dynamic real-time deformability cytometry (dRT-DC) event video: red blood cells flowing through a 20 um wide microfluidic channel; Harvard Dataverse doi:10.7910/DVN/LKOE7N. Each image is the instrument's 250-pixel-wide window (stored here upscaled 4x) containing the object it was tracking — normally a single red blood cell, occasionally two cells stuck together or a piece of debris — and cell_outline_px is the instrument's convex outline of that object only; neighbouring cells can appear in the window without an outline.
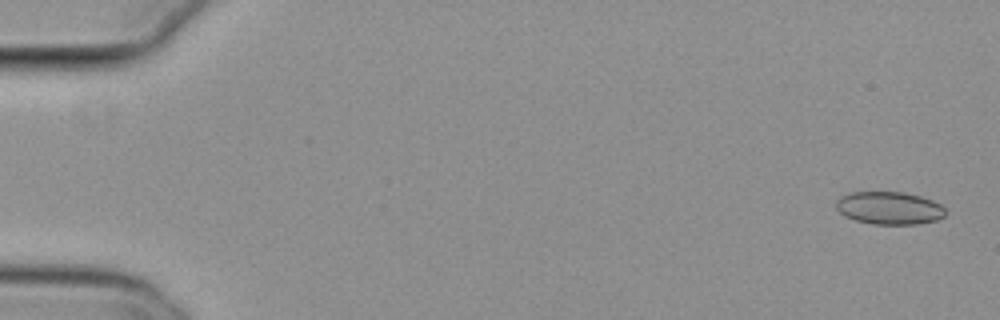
{"species": "common noctule bat (a hibernating species)", "species_latin": "Nyctalus noctula", "temperature_condition": "cold", "stored_images_in_passage": 17, "camera_frame_rate_fps": 3000, "um_per_image_px": 0.085, "animal": {"sex": "female", "body_mass_g": 29.2, "forearm_length_mm": 56.3}, "frame": {"image": 1, "passage_image": 2, "time_ms": 0.333, "image_size_px": [1000, 320], "cell_outline_px": [[948, 212], [944, 216], [936, 220], [916, 224], [872, 224], [856, 220], [844, 216], [836, 208], [836, 200], [840, 196], [852, 192], [904, 192], [920, 196], [932, 200], [940, 204]], "centroid_in_image_um": [75.59, 17.68], "position_along_channel_um": 9.4, "area_um2": 20.92}}